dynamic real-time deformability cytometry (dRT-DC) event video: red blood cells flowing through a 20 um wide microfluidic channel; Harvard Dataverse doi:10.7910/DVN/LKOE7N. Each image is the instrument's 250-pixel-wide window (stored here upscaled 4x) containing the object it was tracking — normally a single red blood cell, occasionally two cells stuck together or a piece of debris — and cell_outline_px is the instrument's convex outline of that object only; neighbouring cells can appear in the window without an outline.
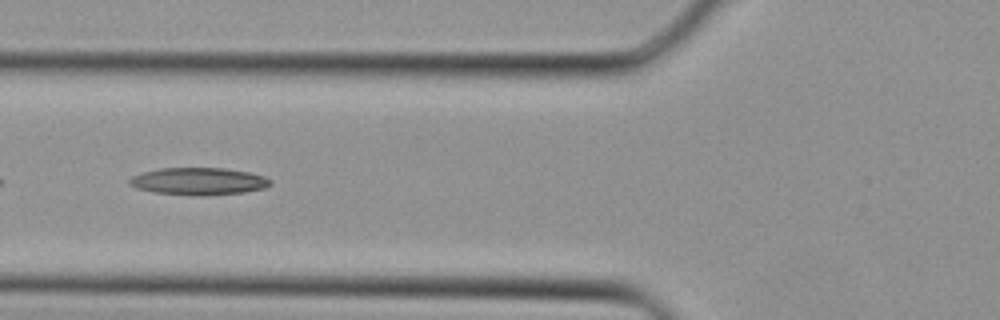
{"species": "Egyptian fruit bat (a non-hibernating species)", "species_latin": "Rousettus aegyptiacus", "temperature_condition": "cold", "stored_images_in_passage": 30, "camera_frame_rate_fps": 3000, "um_per_image_px": 0.085, "animal": {"sex": "female"}, "frame": {"image": 1, "passage_image": 10, "time_ms": 3.0, "image_size_px": [1000, 320], "cell_outline_px": [[272, 184], [264, 188], [244, 192], [208, 196], [192, 196], [156, 192], [136, 188], [128, 184], [128, 180], [132, 176], [144, 172], [160, 168], [224, 168], [248, 172], [264, 176], [272, 180]], "centroid_in_image_um": [16.89, 15.42], "position_along_channel_um": 108.9, "area_um2": 22.54}}
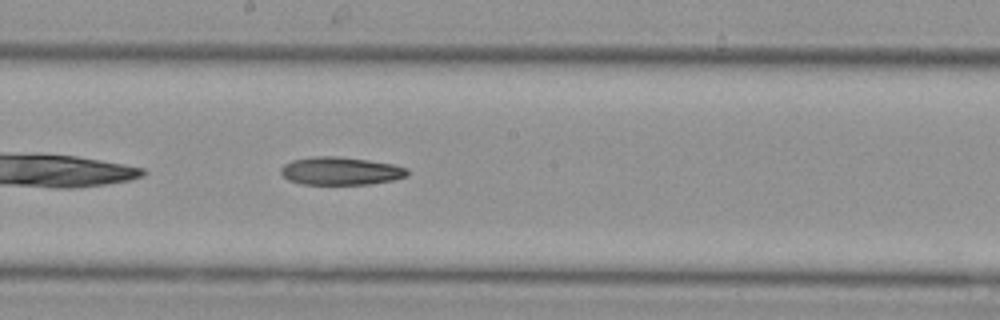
{"frame": {"image": 2, "passage_image": 16, "time_ms": 5.0, "image_size_px": [1000, 320], "cell_outline_px": [[408, 176], [392, 180], [372, 184], [304, 184], [288, 180], [280, 172], [280, 168], [284, 164], [292, 160], [312, 156], [336, 156], [368, 160], [392, 164], [408, 168]], "centroid_in_image_um": [28.95, 14.53], "position_along_channel_um": 219.3, "area_um2": 20.63}}
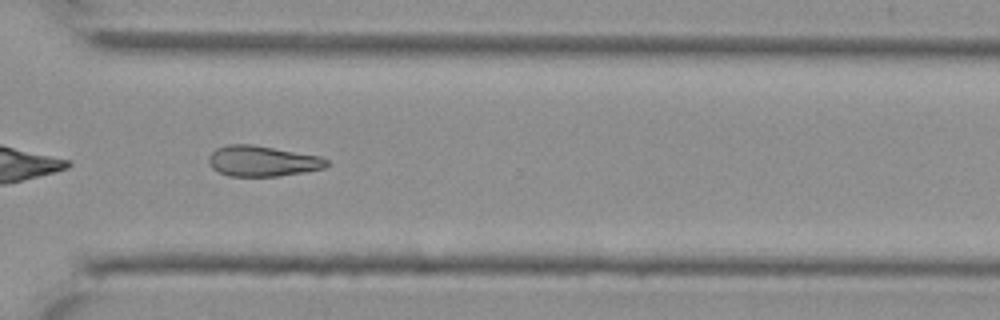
{"frame": {"image": 3, "passage_image": 23, "time_ms": 7.333, "image_size_px": [1000, 320], "cell_outline_px": [[328, 164], [324, 168], [304, 172], [276, 176], [228, 176], [212, 168], [208, 160], [208, 156], [216, 148], [228, 144], [252, 144], [320, 156], [328, 160]], "centroid_in_image_um": [22.28, 13.68], "position_along_channel_um": 348.3, "area_um2": 20.98}}